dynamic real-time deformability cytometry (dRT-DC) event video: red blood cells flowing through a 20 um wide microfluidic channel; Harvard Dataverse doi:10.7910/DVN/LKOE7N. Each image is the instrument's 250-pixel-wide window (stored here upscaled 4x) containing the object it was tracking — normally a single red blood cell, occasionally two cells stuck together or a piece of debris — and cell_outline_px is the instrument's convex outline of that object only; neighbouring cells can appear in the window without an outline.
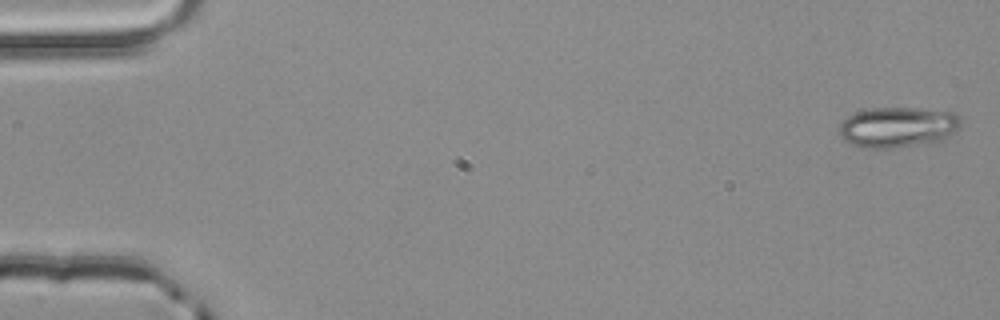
{"species": "common noctule bat (a hibernating species)", "species_latin": "Nyctalus noctula", "temperature_condition": "room temperature", "stored_images_in_passage": 4, "camera_frame_rate_fps": 3000, "um_per_image_px": 0.085, "animal": {"sex": "male", "body_mass_g": 20.4}, "frame": {"image": 1, "passage_image": 1, "time_ms": 0.0, "image_size_px": [1000, 320], "cell_outline_px": [[960, 124], [956, 132], [952, 136], [944, 140], [896, 148], [860, 148], [844, 140], [840, 136], [840, 124], [852, 112], [868, 108], [916, 108], [956, 112], [960, 116]], "centroid_in_image_um": [76.33, 10.81], "position_along_channel_um": 8.7, "area_um2": 29.13}}